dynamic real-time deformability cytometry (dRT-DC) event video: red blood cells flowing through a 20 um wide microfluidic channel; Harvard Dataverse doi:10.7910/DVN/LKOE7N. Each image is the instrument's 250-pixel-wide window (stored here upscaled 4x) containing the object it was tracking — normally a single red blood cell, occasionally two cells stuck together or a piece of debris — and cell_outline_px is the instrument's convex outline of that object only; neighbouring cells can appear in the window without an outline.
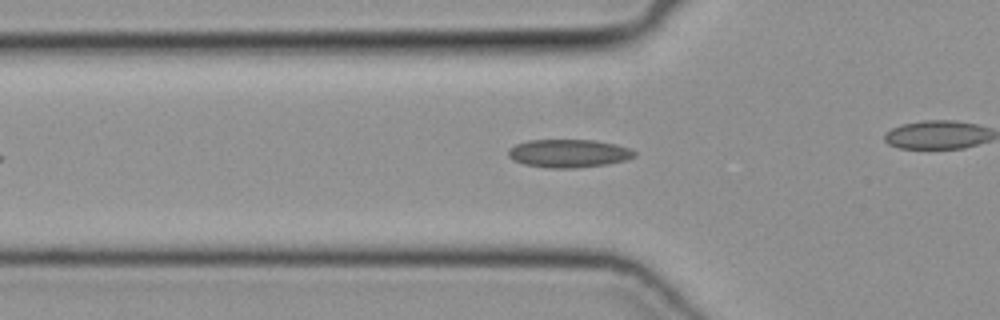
{"species": "common noctule bat (a hibernating species)", "species_latin": "Nyctalus noctula", "temperature_condition": "cold", "stored_images_in_passage": 28, "camera_frame_rate_fps": 3000, "um_per_image_px": 0.085, "animal": {"sex": "female", "body_mass_g": 19.3, "forearm_length_mm": 54.1}, "frame": {"image": 1, "passage_image": 6, "time_ms": 1.667, "image_size_px": [1000, 320], "cell_outline_px": [[636, 156], [628, 160], [608, 164], [576, 168], [552, 168], [524, 164], [512, 160], [508, 156], [508, 148], [516, 144], [528, 140], [596, 140], [616, 144], [628, 148], [636, 152]], "centroid_in_image_um": [48.35, 13.04], "position_along_channel_um": 77.5, "area_um2": 20.87}}
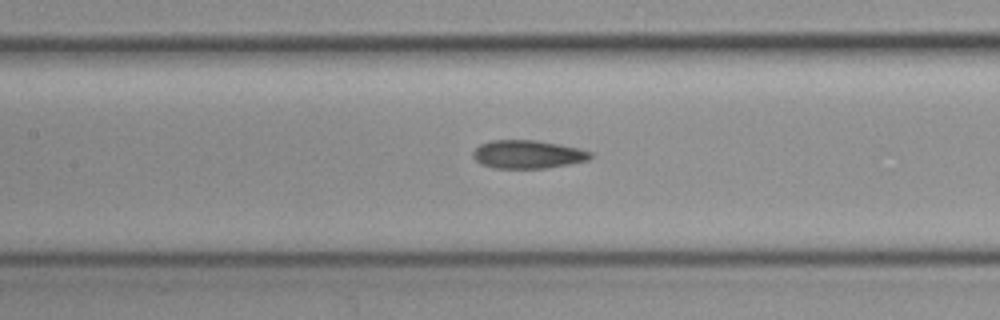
{"frame": {"image": 2, "passage_image": 12, "time_ms": 3.667, "image_size_px": [1000, 320], "cell_outline_px": [[592, 156], [588, 160], [568, 164], [544, 168], [496, 168], [480, 164], [472, 156], [472, 152], [480, 144], [492, 140], [536, 140], [560, 144], [580, 148], [592, 152]], "centroid_in_image_um": [44.85, 13.11], "position_along_channel_um": 162.5, "area_um2": 19.36}}
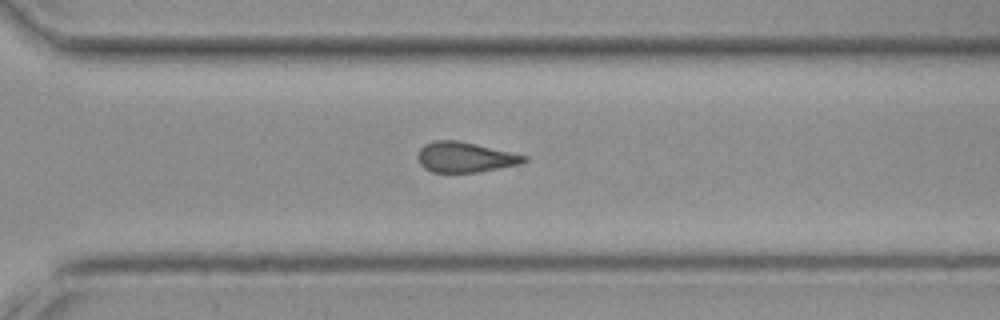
{"frame": {"image": 3, "passage_image": 24, "time_ms": 7.667, "image_size_px": [1000, 320], "cell_outline_px": [[528, 160], [520, 164], [480, 172], [432, 172], [424, 168], [420, 164], [416, 156], [420, 148], [424, 144], [436, 140], [456, 140], [476, 144], [528, 156]], "centroid_in_image_um": [39.51, 13.36], "position_along_channel_um": 331.1, "area_um2": 18.79}}